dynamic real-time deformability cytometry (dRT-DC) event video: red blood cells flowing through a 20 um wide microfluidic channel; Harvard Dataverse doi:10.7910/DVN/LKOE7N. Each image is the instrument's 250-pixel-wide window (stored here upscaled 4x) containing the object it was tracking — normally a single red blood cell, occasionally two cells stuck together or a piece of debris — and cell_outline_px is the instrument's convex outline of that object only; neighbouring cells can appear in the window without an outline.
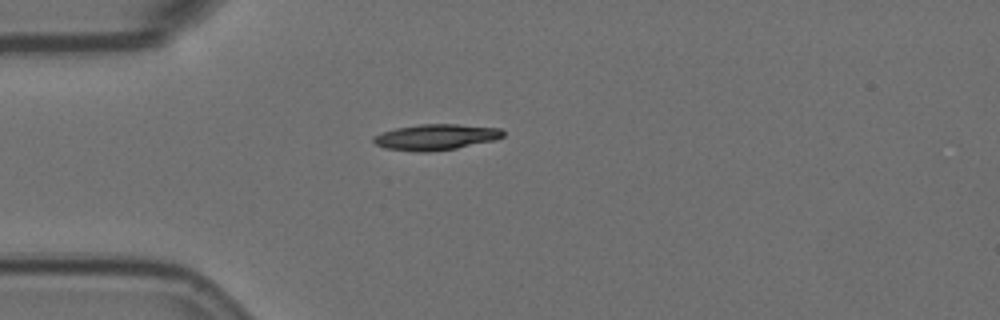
{"species": "Egyptian fruit bat (a non-hibernating species)", "species_latin": "Rousettus aegyptiacus", "temperature_condition": "room temperature", "stored_images_in_passage": 43, "camera_frame_rate_fps": 3000, "um_per_image_px": 0.085, "animal": {"sex": "female"}, "frame": {"image": 1, "passage_image": 1, "time_ms": 0.0, "image_size_px": [1000, 320], "cell_outline_px": [[504, 136], [492, 140], [456, 148], [428, 152], [420, 152], [384, 148], [376, 144], [372, 140], [372, 136], [380, 132], [396, 128], [420, 124], [456, 124], [500, 128], [504, 132]], "centroid_in_image_um": [36.99, 11.64], "position_along_channel_um": 48.0, "area_um2": 19.42}}
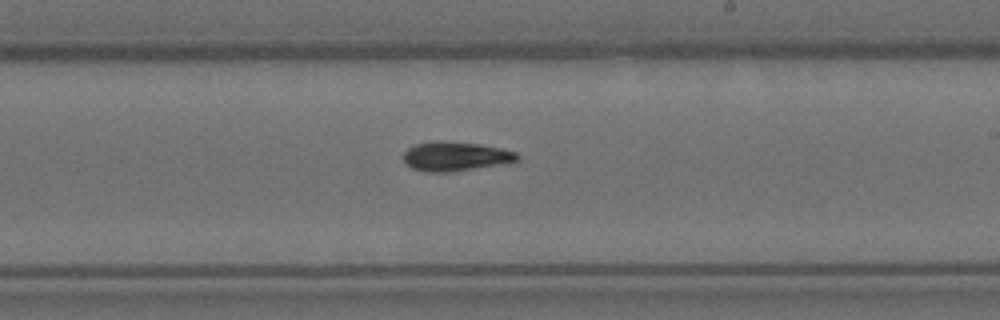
{"frame": {"image": 2, "passage_image": 19, "time_ms": 6.0, "image_size_px": [1000, 320], "cell_outline_px": [[520, 160], [508, 164], [452, 172], [424, 172], [412, 168], [404, 160], [404, 152], [408, 148], [416, 144], [432, 140], [440, 140], [476, 144], [500, 148], [516, 152], [520, 156]], "centroid_in_image_um": [38.76, 13.3], "position_along_channel_um": 250.2, "area_um2": 19.71}}
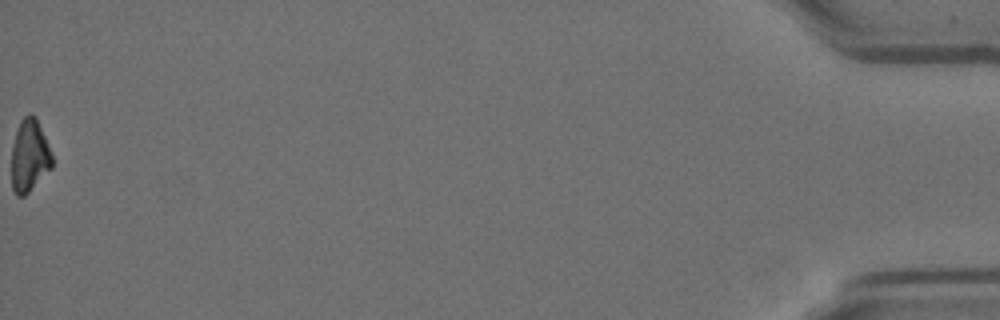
{"frame": {"image": 3, "passage_image": 43, "time_ms": 14.0, "image_size_px": [1000, 320], "cell_outline_px": [[52, 168], [24, 196], [16, 196], [12, 188], [12, 148], [16, 132], [20, 120], [28, 112], [32, 112], [36, 116], [48, 144], [52, 156]], "centroid_in_image_um": [2.5, 13.21], "position_along_channel_um": 432.7, "area_um2": 17.17}, "authors_computed_cell_mechanics": {"area_um2": 18.785, "velocity_mm_per_s": 3.591, "shape_relaxation_time_tau1_ms": 6.9479, "shape_relaxation_time_tau2_ms": null, "deformation_change_tau1": 0.1862, "deformation_change_tau2": null}}